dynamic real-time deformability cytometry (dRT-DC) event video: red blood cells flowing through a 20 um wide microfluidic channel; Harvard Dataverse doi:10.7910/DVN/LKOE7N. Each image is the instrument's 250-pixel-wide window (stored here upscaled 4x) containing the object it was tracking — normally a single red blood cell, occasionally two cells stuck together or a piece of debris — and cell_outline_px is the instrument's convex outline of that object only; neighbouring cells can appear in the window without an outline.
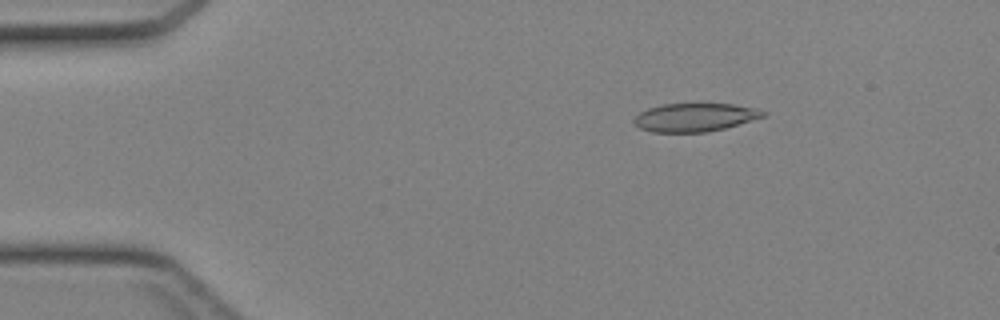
{"species": "Egyptian fruit bat (a non-hibernating species)", "species_latin": "Rousettus aegyptiacus", "temperature_condition": "cold", "stored_images_in_passage": 44, "camera_frame_rate_fps": 3000, "um_per_image_px": 0.085, "animal": {"sex": "female"}, "frame": {"image": 1, "passage_image": 7, "time_ms": 2.0, "image_size_px": [1000, 320], "cell_outline_px": [[768, 112], [764, 116], [724, 128], [708, 132], [652, 132], [640, 128], [632, 120], [640, 112], [648, 108], [664, 104], [732, 104], [756, 108]], "centroid_in_image_um": [59.05, 9.97], "position_along_channel_um": 26.0, "area_um2": 21.1}}
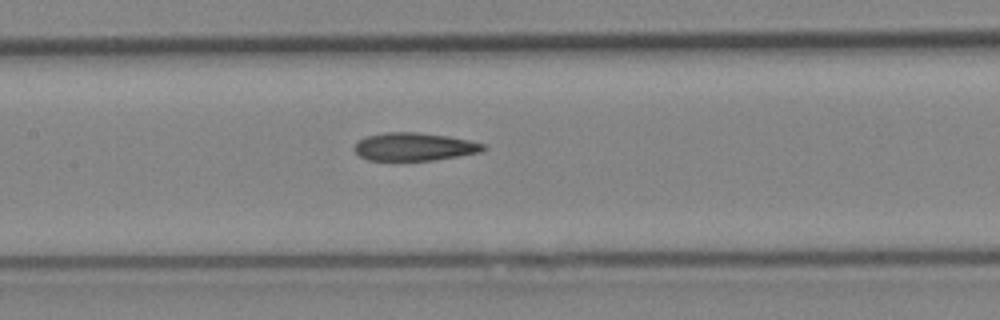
{"frame": {"image": 2, "passage_image": 21, "time_ms": 6.667, "image_size_px": [1000, 320], "cell_outline_px": [[488, 148], [480, 152], [432, 160], [368, 160], [360, 156], [352, 148], [364, 136], [384, 132], [416, 132], [448, 136], [468, 140], [484, 144]], "centroid_in_image_um": [35.19, 12.46], "position_along_channel_um": 172.2, "area_um2": 20.92}}
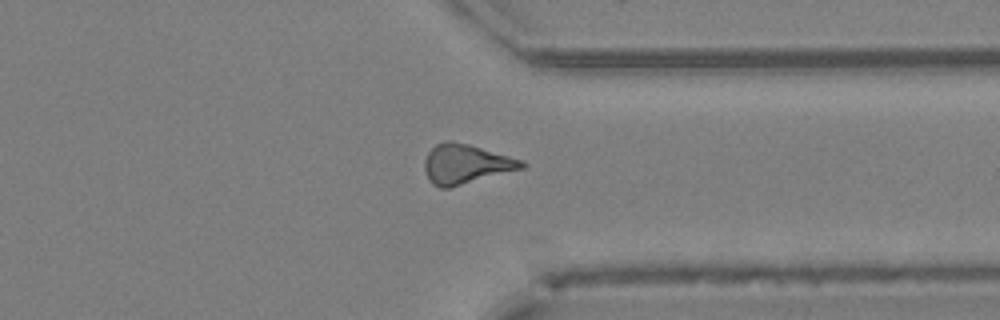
{"frame": {"image": 3, "passage_image": 34, "time_ms": 11.0, "image_size_px": [1000, 320], "cell_outline_px": [[528, 164], [524, 168], [448, 188], [440, 188], [432, 184], [424, 168], [424, 160], [428, 152], [436, 144], [448, 140], [452, 140], [468, 144], [524, 160]], "centroid_in_image_um": [39.61, 13.94], "position_along_channel_um": 371.8, "area_um2": 22.31}}